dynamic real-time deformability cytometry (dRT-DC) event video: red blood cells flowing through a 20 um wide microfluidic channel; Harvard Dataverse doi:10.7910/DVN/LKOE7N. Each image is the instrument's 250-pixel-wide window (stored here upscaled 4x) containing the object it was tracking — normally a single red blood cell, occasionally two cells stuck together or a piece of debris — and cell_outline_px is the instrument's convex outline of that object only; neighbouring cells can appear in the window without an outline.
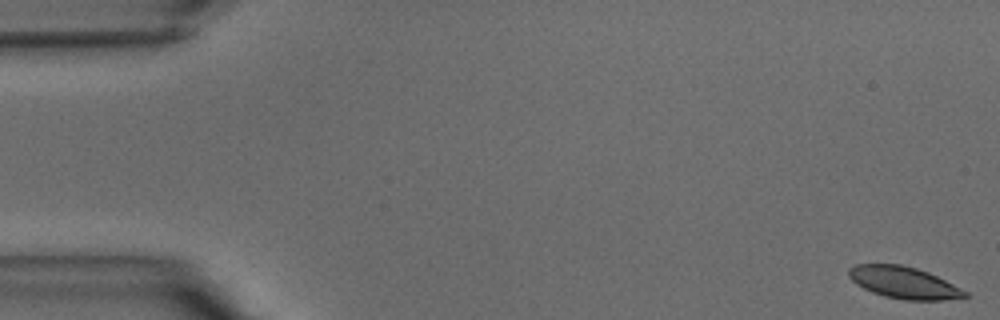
{"species": "common noctule bat (a hibernating species)", "species_latin": "Nyctalus noctula", "temperature_condition": "warm", "stored_images_in_passage": 16, "camera_frame_rate_fps": 3000, "um_per_image_px": 0.085, "animal": {"sex": "male", "body_mass_g": 15.6}, "frame": {"image": 1, "passage_image": 1, "time_ms": 0.0, "image_size_px": [1000, 320], "cell_outline_px": [[968, 296], [940, 300], [904, 300], [884, 296], [872, 292], [856, 284], [848, 276], [848, 268], [856, 264], [900, 264], [916, 268], [928, 272], [968, 292]], "centroid_in_image_um": [76.78, 24.01], "position_along_channel_um": 8.2, "area_um2": 21.39}}
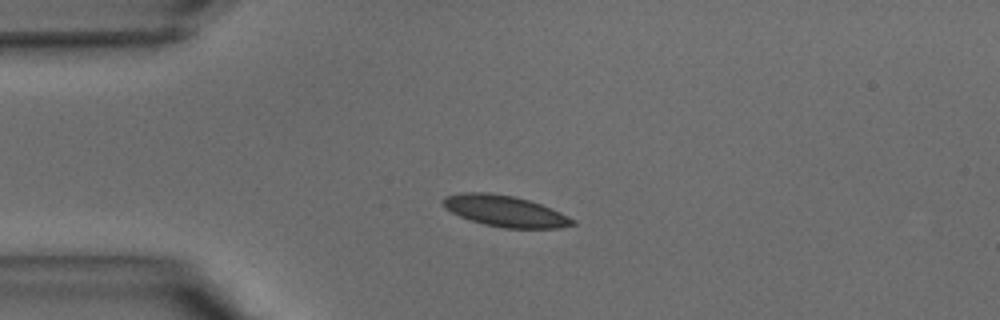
{"frame": {"image": 2, "passage_image": 10, "time_ms": 3.0, "image_size_px": [1000, 320], "cell_outline_px": [[576, 224], [560, 228], [504, 228], [484, 224], [460, 216], [444, 208], [440, 204], [440, 200], [444, 196], [460, 192], [488, 192], [512, 196], [528, 200], [540, 204], [560, 212], [576, 220]], "centroid_in_image_um": [42.88, 17.93], "position_along_channel_um": 42.1, "area_um2": 23.58}}